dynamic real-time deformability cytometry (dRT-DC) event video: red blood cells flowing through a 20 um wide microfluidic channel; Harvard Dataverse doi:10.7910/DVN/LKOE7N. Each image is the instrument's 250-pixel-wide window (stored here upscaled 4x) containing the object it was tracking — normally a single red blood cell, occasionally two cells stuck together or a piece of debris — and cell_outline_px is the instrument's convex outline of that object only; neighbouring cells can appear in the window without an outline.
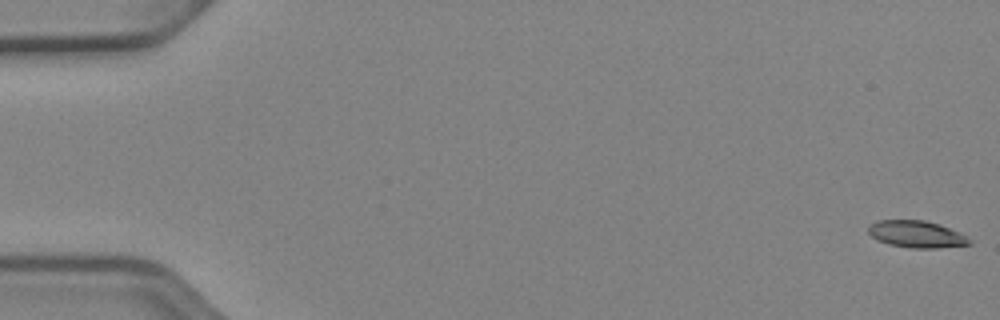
{"species": "Egyptian fruit bat (a non-hibernating species)", "species_latin": "Rousettus aegyptiacus", "temperature_condition": "cold", "stored_images_in_passage": 52, "camera_frame_rate_fps": 3000, "um_per_image_px": 0.085, "animal": {"sex": "female"}, "frame": {"image": 1, "passage_image": 1, "time_ms": 0.0, "image_size_px": [1000, 320], "cell_outline_px": [[972, 244], [936, 248], [912, 248], [888, 244], [872, 236], [868, 232], [868, 228], [876, 220], [924, 220], [940, 224], [972, 240]], "centroid_in_image_um": [77.9, 19.9], "position_along_channel_um": 7.1, "area_um2": 15.61}}
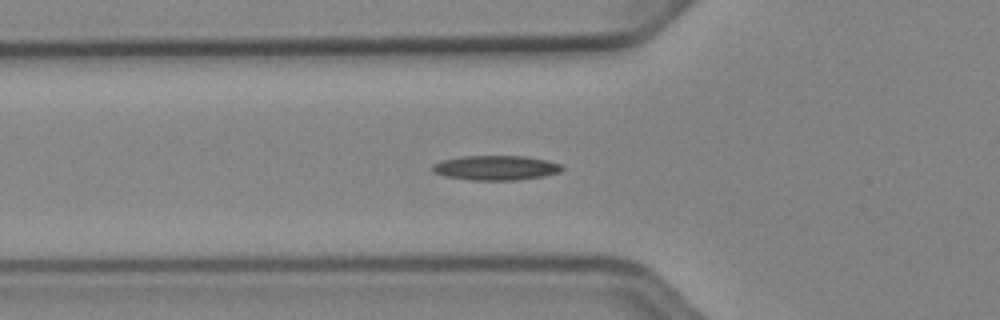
{"frame": {"image": 2, "passage_image": 19, "time_ms": 6.0, "image_size_px": [1000, 320], "cell_outline_px": [[564, 168], [560, 172], [544, 176], [520, 180], [472, 180], [444, 176], [432, 172], [432, 164], [444, 160], [464, 156], [524, 156], [544, 160], [560, 164]], "centroid_in_image_um": [42.13, 14.27], "position_along_channel_um": 83.7, "area_um2": 18.55}}
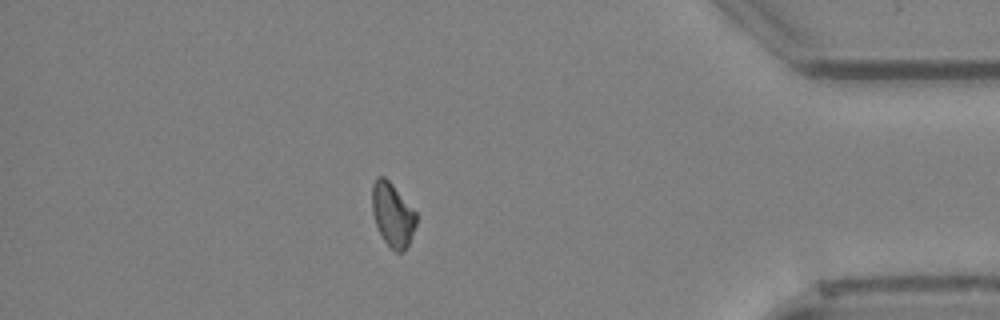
{"frame": {"image": 3, "passage_image": 46, "time_ms": 15.0, "image_size_px": [1000, 320], "cell_outline_px": [[416, 224], [408, 244], [404, 252], [396, 252], [384, 240], [376, 224], [372, 212], [372, 184], [376, 176], [384, 176], [392, 184], [416, 212]], "centroid_in_image_um": [33.36, 18.22], "position_along_channel_um": 401.8, "area_um2": 16.18}}